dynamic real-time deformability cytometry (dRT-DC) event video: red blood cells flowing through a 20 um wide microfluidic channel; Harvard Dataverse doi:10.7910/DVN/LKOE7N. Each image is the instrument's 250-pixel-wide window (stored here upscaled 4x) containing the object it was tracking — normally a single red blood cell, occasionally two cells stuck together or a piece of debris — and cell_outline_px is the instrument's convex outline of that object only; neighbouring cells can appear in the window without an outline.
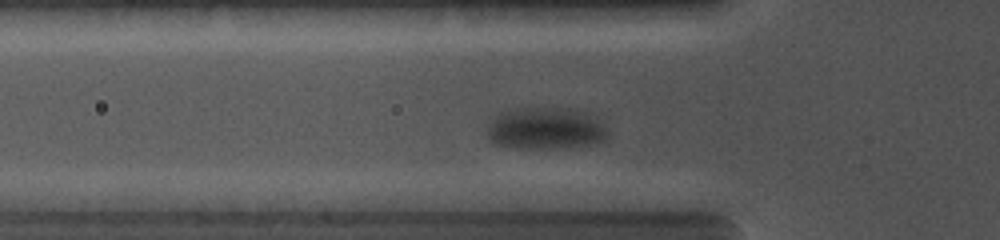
{"species": "common noctule bat (a hibernating species)", "species_latin": "Nyctalus noctula", "temperature_condition": "cold", "stored_images_in_passage": 15, "camera_frame_rate_fps": 5000, "um_per_image_px": 0.085, "animal": {"sex": "female", "body_mass_g": 19.0, "forearm_length_mm": 56.7}, "frame": {"image": 1, "passage_image": 6, "time_ms": 0.6, "image_size_px": [1000, 240], "cell_outline_px": [[608, 136], [604, 140], [596, 144], [560, 148], [520, 148], [496, 144], [488, 136], [488, 128], [496, 116], [500, 112], [520, 108], [568, 108], [592, 112], [604, 124], [608, 132]], "centroid_in_image_um": [46.48, 10.91], "position_along_channel_um": 79.3, "area_um2": 29.65}}